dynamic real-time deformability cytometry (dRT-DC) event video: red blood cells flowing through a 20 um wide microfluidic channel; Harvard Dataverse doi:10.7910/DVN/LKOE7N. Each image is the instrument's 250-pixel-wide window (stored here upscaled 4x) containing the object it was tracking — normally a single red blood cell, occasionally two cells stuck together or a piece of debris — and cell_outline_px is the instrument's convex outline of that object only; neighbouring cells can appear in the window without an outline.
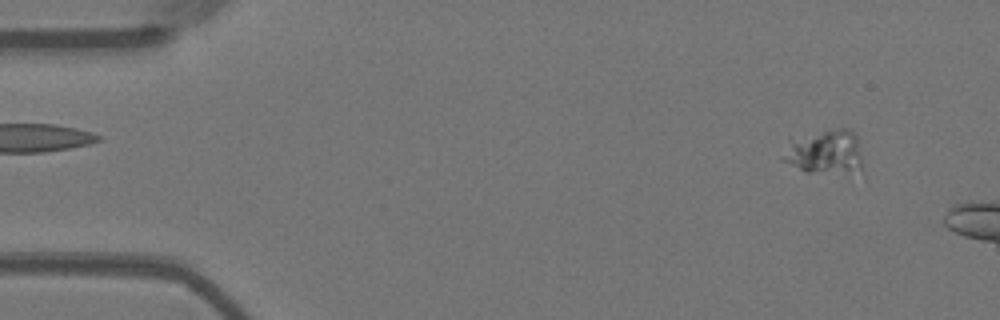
{"species": "Egyptian fruit bat (a non-hibernating species)", "species_latin": "Rousettus aegyptiacus", "temperature_condition": "warm", "stored_images_in_passage": 11, "camera_frame_rate_fps": 3000, "um_per_image_px": 0.085, "animal": {"sex": "female"}, "frame": {"image": 1, "passage_image": 5, "time_ms": 1.333, "image_size_px": [1000, 320], "cell_outline_px": [[860, 168], [808, 172], [804, 172], [780, 160], [780, 156], [788, 136], [836, 128], [848, 128], [856, 136], [860, 156]], "centroid_in_image_um": [69.9, 12.82], "position_along_channel_um": 15.1, "area_um2": 20.46}}